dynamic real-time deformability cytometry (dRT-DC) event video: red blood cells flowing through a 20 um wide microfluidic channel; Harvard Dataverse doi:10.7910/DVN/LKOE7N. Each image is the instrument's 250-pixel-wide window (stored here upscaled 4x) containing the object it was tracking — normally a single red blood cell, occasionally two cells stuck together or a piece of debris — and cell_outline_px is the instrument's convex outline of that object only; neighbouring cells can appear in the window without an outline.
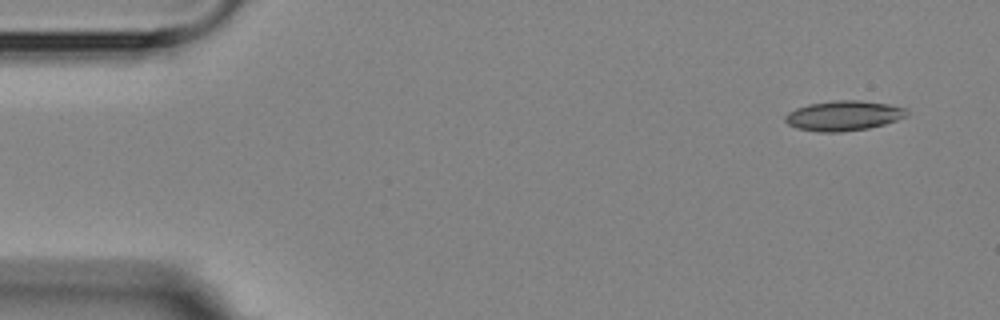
{"species": "Egyptian fruit bat (a non-hibernating species)", "species_latin": "Rousettus aegyptiacus", "temperature_condition": "room temperature", "stored_images_in_passage": 6, "camera_frame_rate_fps": 3000, "um_per_image_px": 0.085, "animal": {"sex": "female"}, "frame": {"image": 1, "passage_image": 1, "time_ms": 0.0, "image_size_px": [1000, 320], "cell_outline_px": [[908, 116], [884, 124], [868, 128], [840, 132], [816, 132], [796, 128], [788, 124], [784, 120], [784, 116], [788, 112], [796, 108], [808, 104], [832, 100], [860, 100], [888, 104], [908, 108]], "centroid_in_image_um": [71.69, 9.83], "position_along_channel_um": 13.3, "area_um2": 21.44}}
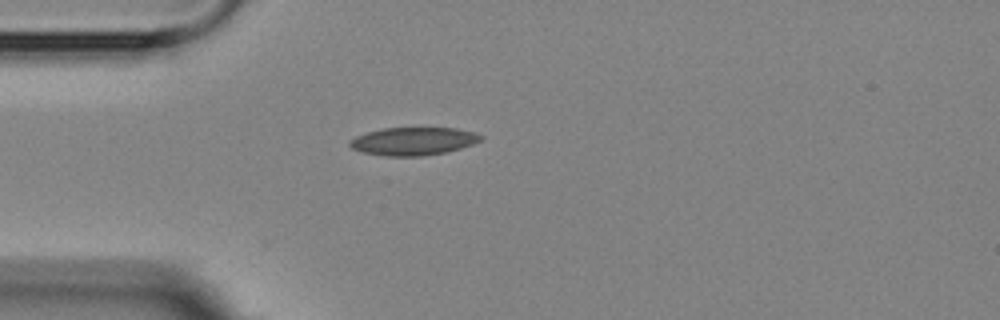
{"frame": {"image": 2, "passage_image": 4, "time_ms": 3.667, "image_size_px": [1000, 320], "cell_outline_px": [[484, 136], [480, 140], [472, 144], [448, 152], [424, 156], [384, 156], [364, 152], [352, 148], [348, 144], [348, 140], [356, 136], [368, 132], [384, 128], [456, 128], [476, 132]], "centroid_in_image_um": [35.14, 12.0], "position_along_channel_um": 49.9, "area_um2": 21.39}}
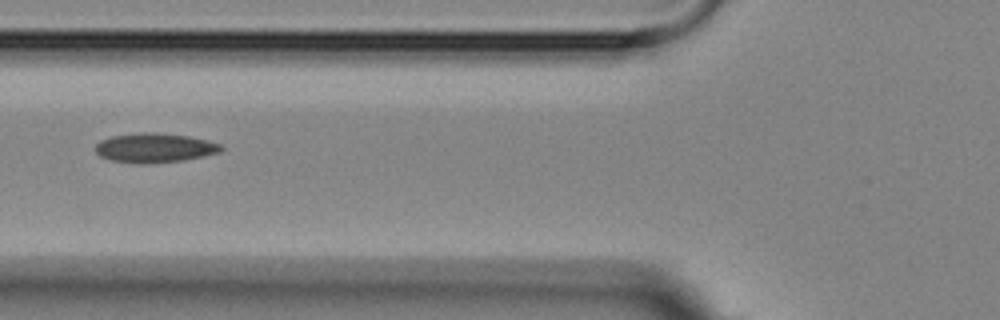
{"frame": {"image": 3, "passage_image": 6, "time_ms": 5.667, "image_size_px": [1000, 320], "cell_outline_px": [[224, 148], [220, 152], [204, 156], [184, 160], [148, 164], [136, 164], [112, 160], [100, 156], [96, 152], [96, 144], [100, 140], [112, 136], [144, 132], [156, 132], [188, 136], [208, 140], [220, 144]], "centroid_in_image_um": [13.16, 12.57], "position_along_channel_um": 112.6, "area_um2": 21.62}}